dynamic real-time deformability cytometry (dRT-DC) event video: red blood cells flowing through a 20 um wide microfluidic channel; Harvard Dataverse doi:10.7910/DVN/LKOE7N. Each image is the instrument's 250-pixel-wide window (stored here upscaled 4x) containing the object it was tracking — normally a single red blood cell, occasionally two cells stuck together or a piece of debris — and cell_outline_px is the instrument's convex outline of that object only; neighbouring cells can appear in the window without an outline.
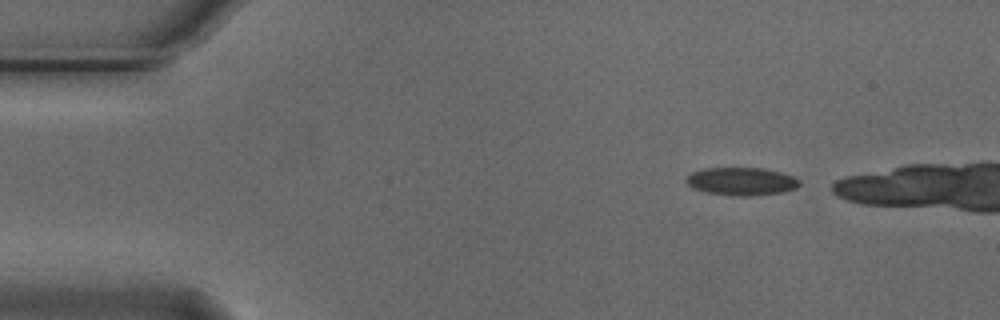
{"species": "Egyptian fruit bat (a non-hibernating species)", "species_latin": "Rousettus aegyptiacus", "temperature_condition": "cold", "stored_images_in_passage": 3, "camera_frame_rate_fps": 3000, "um_per_image_px": 0.085, "animal": {"sex": "male"}, "frame": {"image": 1, "passage_image": 1, "time_ms": 0.0, "image_size_px": [1000, 320], "cell_outline_px": [[800, 184], [796, 188], [784, 192], [752, 196], [732, 196], [704, 192], [692, 188], [684, 180], [692, 172], [704, 168], [764, 168], [780, 172], [792, 176], [800, 180]], "centroid_in_image_um": [63.01, 15.42], "position_along_channel_um": 22.0, "area_um2": 18.61}}